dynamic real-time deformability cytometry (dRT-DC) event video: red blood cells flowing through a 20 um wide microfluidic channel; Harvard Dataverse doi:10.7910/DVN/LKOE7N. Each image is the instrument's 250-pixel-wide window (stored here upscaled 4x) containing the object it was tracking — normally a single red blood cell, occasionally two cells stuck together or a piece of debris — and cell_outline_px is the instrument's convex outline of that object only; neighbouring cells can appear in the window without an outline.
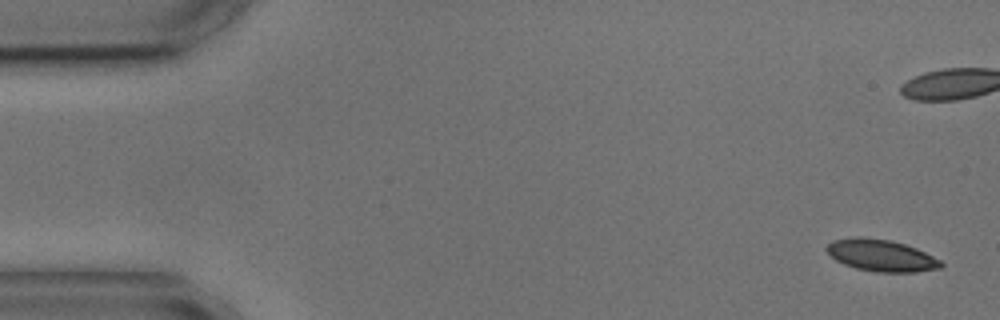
{"species": "common noctule bat (a hibernating species)", "species_latin": "Nyctalus noctula", "temperature_condition": "cold", "stored_images_in_passage": 9, "camera_frame_rate_fps": 3000, "um_per_image_px": 0.085, "animal": {"sex": "male", "body_mass_g": 17.9, "forearm_length_mm": 54.2}, "frame": {"image": 1, "passage_image": 1, "time_ms": 0.0, "image_size_px": [1000, 320], "cell_outline_px": [[944, 264], [940, 268], [916, 272], [876, 272], [856, 268], [844, 264], [836, 260], [824, 248], [832, 240], [856, 236], [864, 236], [892, 240], [916, 248], [940, 260]], "centroid_in_image_um": [74.88, 21.7], "position_along_channel_um": 10.1, "area_um2": 21.27}}